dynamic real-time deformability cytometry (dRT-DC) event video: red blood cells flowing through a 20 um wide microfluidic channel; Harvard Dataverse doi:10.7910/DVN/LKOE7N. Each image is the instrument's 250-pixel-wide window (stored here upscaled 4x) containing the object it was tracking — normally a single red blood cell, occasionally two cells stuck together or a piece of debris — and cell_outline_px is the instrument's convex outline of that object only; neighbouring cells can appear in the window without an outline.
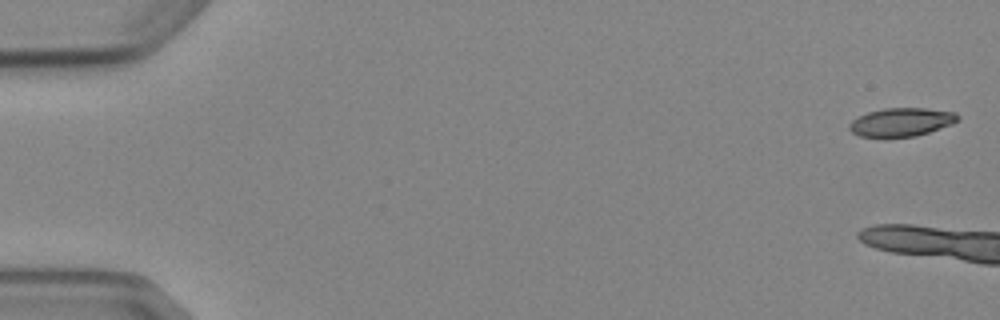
{"species": "Egyptian fruit bat (a non-hibernating species)", "species_latin": "Rousettus aegyptiacus", "temperature_condition": "cold", "stored_images_in_passage": 10, "camera_frame_rate_fps": 3000, "um_per_image_px": 0.085, "animal": {"sex": "female"}, "frame": {"image": 1, "passage_image": 1, "time_ms": 0.0, "image_size_px": [1000, 320], "cell_outline_px": [[960, 120], [952, 124], [916, 136], [860, 136], [852, 132], [848, 128], [848, 124], [852, 120], [868, 112], [884, 108], [928, 108], [956, 112], [960, 116]], "centroid_in_image_um": [76.65, 10.36], "position_along_channel_um": 8.3, "area_um2": 17.86}}
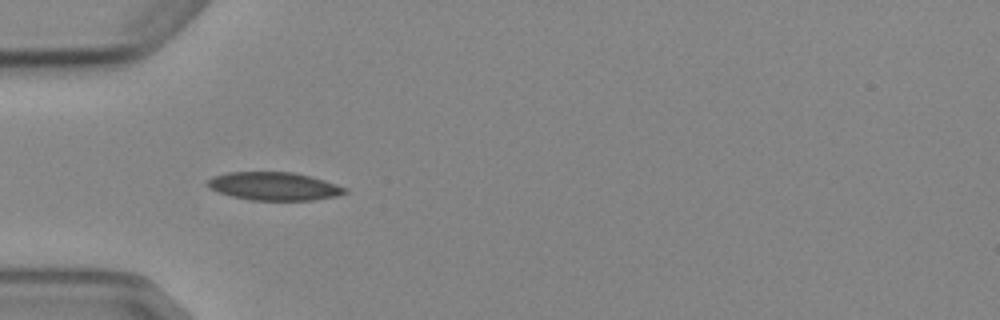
{"frame": {"image": 2, "passage_image": 6, "time_ms": 6.667, "image_size_px": [1000, 320], "cell_outline_px": [[348, 192], [336, 196], [312, 200], [252, 200], [232, 196], [208, 188], [204, 184], [212, 176], [228, 172], [292, 172], [324, 180], [348, 188]], "centroid_in_image_um": [23.27, 15.83], "position_along_channel_um": 61.7, "area_um2": 22.48}}
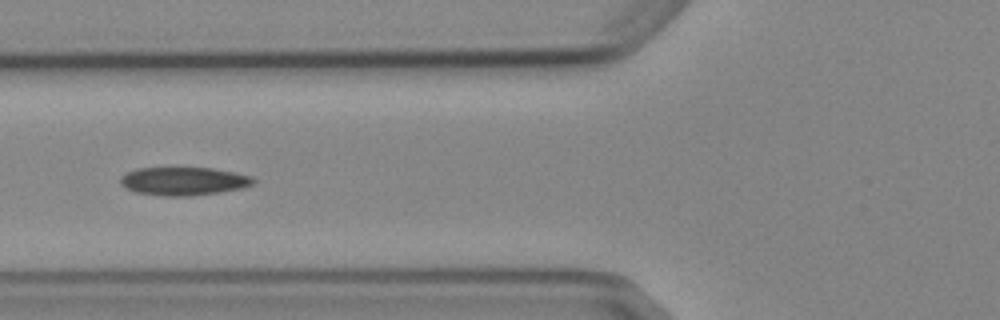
{"frame": {"image": 3, "passage_image": 7, "time_ms": 8.0, "image_size_px": [1000, 320], "cell_outline_px": [[256, 180], [252, 184], [244, 188], [220, 192], [188, 196], [164, 196], [136, 192], [120, 184], [120, 176], [136, 168], [212, 168], [252, 176]], "centroid_in_image_um": [15.62, 15.4], "position_along_channel_um": 110.2, "area_um2": 21.79}}